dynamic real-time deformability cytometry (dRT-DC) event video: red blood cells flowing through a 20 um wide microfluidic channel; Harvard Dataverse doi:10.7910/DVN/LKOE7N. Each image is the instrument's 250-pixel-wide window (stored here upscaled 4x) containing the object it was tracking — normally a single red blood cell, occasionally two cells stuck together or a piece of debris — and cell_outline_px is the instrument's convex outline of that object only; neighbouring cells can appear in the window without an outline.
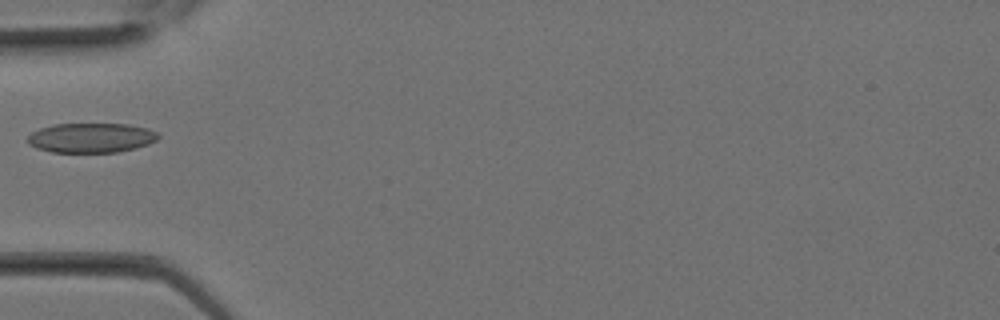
{"species": "Egyptian fruit bat (a non-hibernating species)", "species_latin": "Rousettus aegyptiacus", "temperature_condition": "room temperature", "stored_images_in_passage": 16, "camera_frame_rate_fps": 3000, "um_per_image_px": 0.085, "animal": {"sex": "female"}, "frame": {"image": 1, "passage_image": 5, "time_ms": 1.333, "image_size_px": [1000, 320], "cell_outline_px": [[160, 136], [156, 140], [148, 144], [136, 148], [116, 152], [52, 152], [36, 148], [28, 144], [28, 136], [32, 132], [40, 128], [52, 124], [128, 124], [148, 128], [156, 132]], "centroid_in_image_um": [7.74, 11.71], "position_along_channel_um": 77.3, "area_um2": 22.6}}
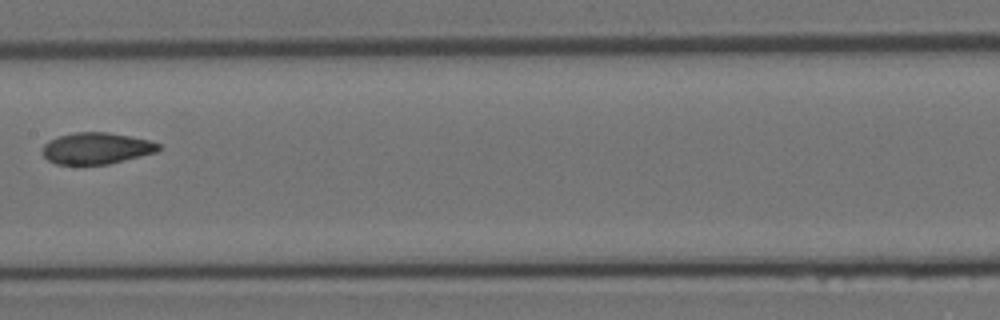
{"frame": {"image": 2, "passage_image": 10, "time_ms": 3.0, "image_size_px": [1000, 320], "cell_outline_px": [[160, 148], [156, 152], [108, 164], [56, 164], [48, 160], [44, 156], [44, 144], [48, 140], [60, 136], [76, 132], [108, 132], [148, 140], [160, 144]], "centroid_in_image_um": [8.19, 12.6], "position_along_channel_um": 199.2, "area_um2": 20.98}}
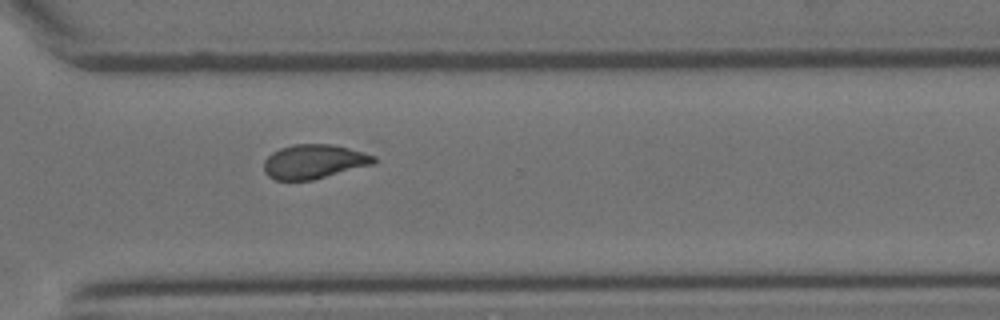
{"frame": {"image": 3, "passage_image": 16, "time_ms": 5.0, "image_size_px": [1000, 320], "cell_outline_px": [[376, 160], [372, 164], [312, 180], [276, 180], [268, 176], [264, 172], [264, 160], [272, 152], [280, 148], [292, 144], [332, 144], [348, 148], [376, 156]], "centroid_in_image_um": [26.64, 13.73], "position_along_channel_um": 344.0, "area_um2": 21.79}}